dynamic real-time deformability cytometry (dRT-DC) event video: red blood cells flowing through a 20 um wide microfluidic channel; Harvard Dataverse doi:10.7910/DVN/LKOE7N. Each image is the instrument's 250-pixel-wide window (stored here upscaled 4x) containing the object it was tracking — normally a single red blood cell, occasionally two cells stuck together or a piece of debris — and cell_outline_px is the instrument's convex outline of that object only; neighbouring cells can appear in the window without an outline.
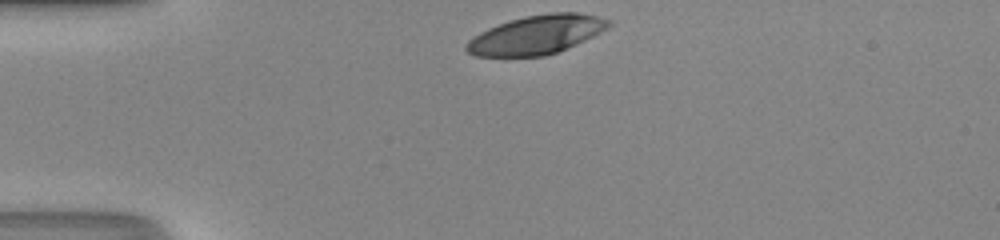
{"species": "human", "species_latin": "Homo sapiens", "temperature_condition": "room temperature", "stored_images_in_passage": 29, "camera_frame_rate_fps": 3000, "um_per_image_px": 0.085, "donor": {"sex": "male"}, "frame": {"image": 1, "passage_image": 1, "time_ms": 0.0, "image_size_px": [1000, 240], "cell_outline_px": [[612, 24], [608, 28], [584, 40], [556, 52], [544, 56], [476, 56], [468, 52], [464, 48], [468, 40], [480, 32], [488, 28], [508, 20], [524, 16], [548, 12], [576, 12], [596, 16], [612, 20]], "centroid_in_image_um": [45.58, 2.93], "position_along_channel_um": 39.4, "area_um2": 32.08}}
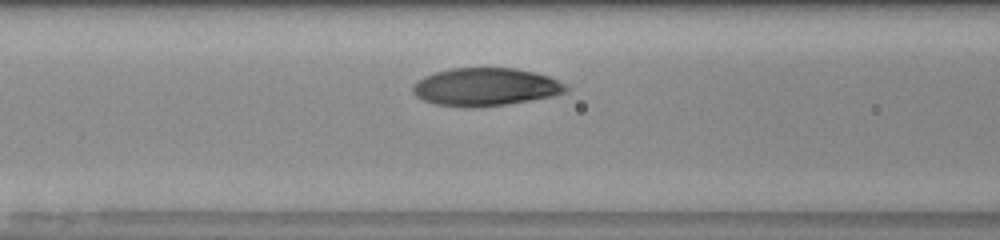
{"frame": {"image": 2, "passage_image": 10, "time_ms": 3.0, "image_size_px": [1000, 240], "cell_outline_px": [[568, 92], [552, 96], [504, 104], [464, 108], [436, 104], [424, 100], [416, 96], [412, 92], [412, 84], [416, 80], [424, 76], [448, 68], [516, 68], [548, 76], [564, 84], [568, 88]], "centroid_in_image_um": [41.21, 7.38], "position_along_channel_um": 125.4, "area_um2": 33.7}}
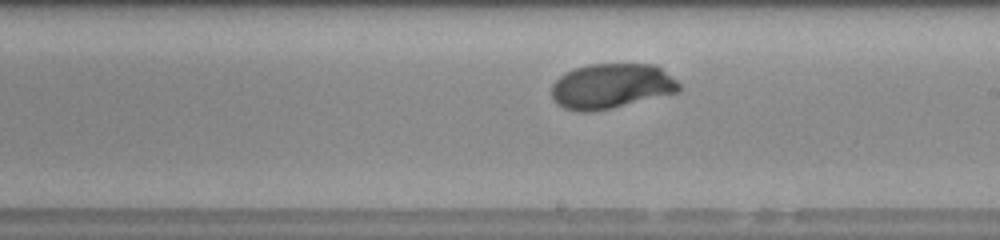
{"frame": {"image": 3, "passage_image": 18, "time_ms": 5.667, "image_size_px": [1000, 240], "cell_outline_px": [[680, 92], [612, 108], [592, 112], [580, 112], [564, 108], [556, 104], [552, 100], [552, 84], [560, 76], [576, 68], [588, 64], [656, 64], [676, 80], [680, 84]], "centroid_in_image_um": [51.97, 7.33], "position_along_channel_um": 237.0, "area_um2": 33.64}, "authors_computed_cell_mechanics": {"area_um2": 33.5818, "velocity_mm_per_s": 4.2032, "shape_relaxation_time_tau1_ms": 2.3118, "shape_relaxation_time_tau2_ms": null, "deformation_change_tau1": 0.1429, "deformation_change_tau2": null}}